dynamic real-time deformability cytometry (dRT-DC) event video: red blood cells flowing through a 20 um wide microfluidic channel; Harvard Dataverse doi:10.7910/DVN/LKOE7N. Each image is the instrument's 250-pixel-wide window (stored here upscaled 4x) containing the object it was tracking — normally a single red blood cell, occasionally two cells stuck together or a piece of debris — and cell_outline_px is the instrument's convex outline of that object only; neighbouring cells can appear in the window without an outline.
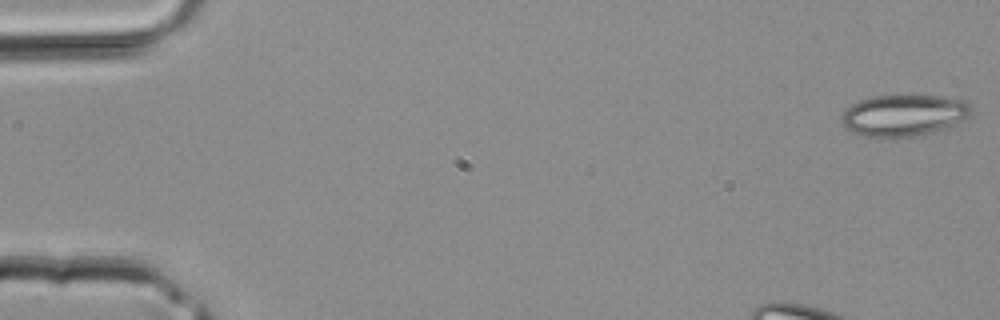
{"species": "common noctule bat (a hibernating species)", "species_latin": "Nyctalus noctula", "temperature_condition": "room temperature", "stored_images_in_passage": 41, "camera_frame_rate_fps": 3000, "um_per_image_px": 0.085, "animal": {"sex": "male", "body_mass_g": 20.4}, "frame": {"image": 1, "passage_image": 1, "time_ms": 0.0, "image_size_px": [1000, 320], "cell_outline_px": [[972, 116], [952, 124], [916, 136], [864, 136], [848, 132], [840, 116], [852, 104], [860, 100], [872, 96], [944, 96], [968, 100], [972, 112]], "centroid_in_image_um": [76.83, 9.78], "position_along_channel_um": 8.2, "area_um2": 30.98}}
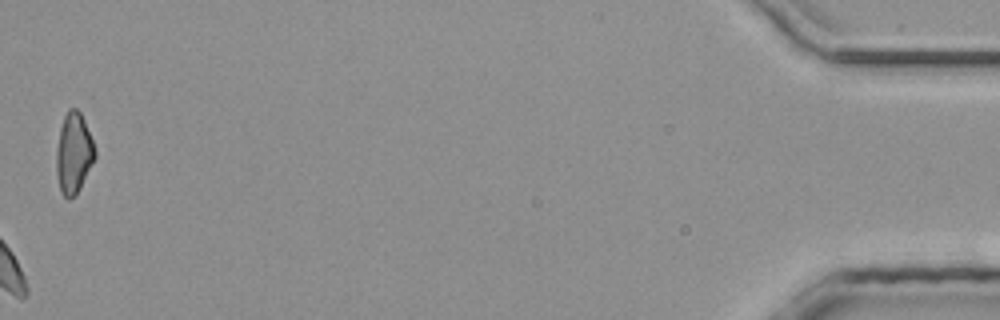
{"frame": {"image": 2, "passage_image": 41, "time_ms": 13.333, "image_size_px": [1000, 320], "cell_outline_px": [[96, 156], [76, 196], [68, 200], [60, 192], [56, 172], [56, 148], [60, 128], [64, 116], [68, 108], [76, 108], [80, 112], [84, 120], [92, 140], [96, 152]], "centroid_in_image_um": [6.24, 13.04], "position_along_channel_um": 429.0, "area_um2": 18.21}}